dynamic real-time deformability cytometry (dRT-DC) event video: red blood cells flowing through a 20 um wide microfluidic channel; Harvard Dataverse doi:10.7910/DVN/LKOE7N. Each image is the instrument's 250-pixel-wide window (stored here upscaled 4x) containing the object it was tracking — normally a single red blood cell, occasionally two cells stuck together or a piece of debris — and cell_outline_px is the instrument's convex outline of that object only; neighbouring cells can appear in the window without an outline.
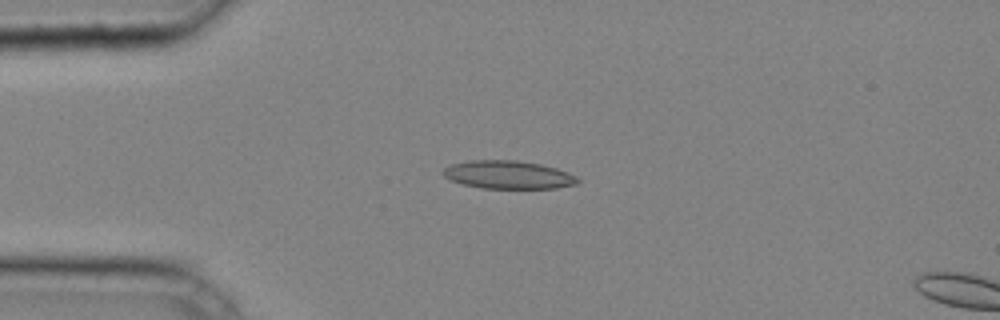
{"species": "common noctule bat (a hibernating species)", "species_latin": "Nyctalus noctula", "temperature_condition": "cold", "stored_images_in_passage": 9, "camera_frame_rate_fps": 3000, "um_per_image_px": 0.085, "animal": {"sex": "male", "body_mass_g": 20.4}, "frame": {"image": 1, "passage_image": 7, "time_ms": 2.0, "image_size_px": [1000, 320], "cell_outline_px": [[580, 180], [576, 184], [556, 188], [480, 188], [464, 184], [452, 180], [444, 176], [440, 172], [444, 168], [452, 164], [468, 160], [516, 160], [540, 164], [556, 168], [568, 172], [576, 176]], "centroid_in_image_um": [43.19, 14.85], "position_along_channel_um": 41.8, "area_um2": 22.02}}